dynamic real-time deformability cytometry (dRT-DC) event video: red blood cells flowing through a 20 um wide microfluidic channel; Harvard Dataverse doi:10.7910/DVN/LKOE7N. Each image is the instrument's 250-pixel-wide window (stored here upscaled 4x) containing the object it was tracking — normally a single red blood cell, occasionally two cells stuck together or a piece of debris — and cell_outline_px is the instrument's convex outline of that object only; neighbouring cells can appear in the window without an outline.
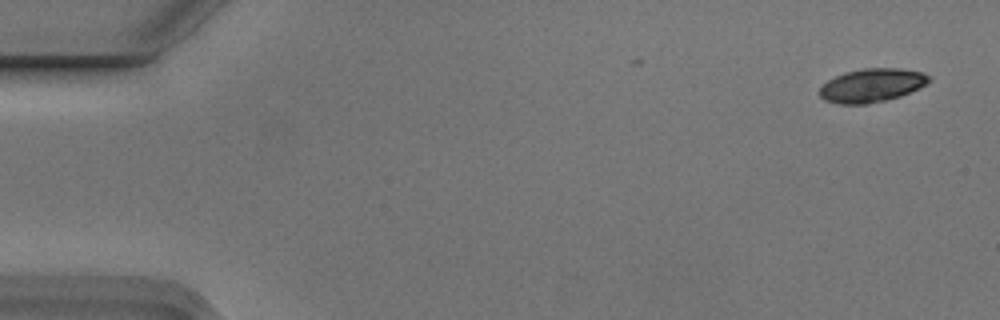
{"species": "Egyptian fruit bat (a non-hibernating species)", "species_latin": "Rousettus aegyptiacus", "temperature_condition": "cold", "stored_images_in_passage": 4, "camera_frame_rate_fps": 3000, "um_per_image_px": 0.085, "animal": {"sex": "male"}, "frame": {"image": 1, "passage_image": 1, "time_ms": 0.0, "image_size_px": [1000, 320], "cell_outline_px": [[932, 80], [920, 88], [900, 96], [868, 104], [836, 104], [824, 100], [820, 96], [820, 88], [828, 80], [844, 72], [864, 68], [900, 68], [920, 72], [928, 76]], "centroid_in_image_um": [74.09, 7.26], "position_along_channel_um": 10.9, "area_um2": 21.33}}
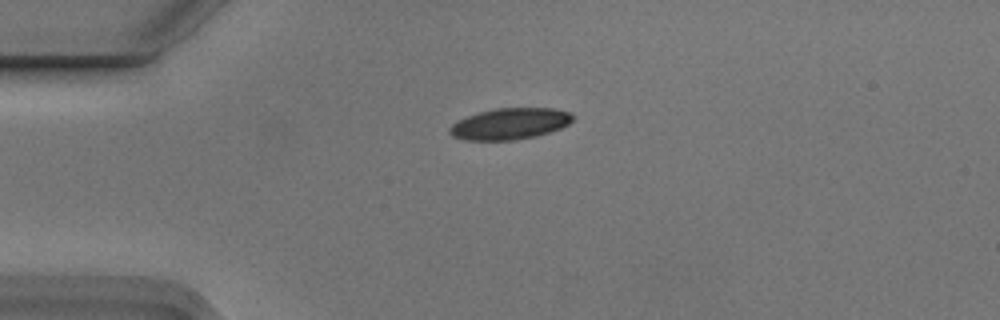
{"frame": {"image": 2, "passage_image": 4, "time_ms": 1.0, "image_size_px": [1000, 320], "cell_outline_px": [[576, 116], [568, 124], [560, 128], [536, 136], [512, 140], [468, 140], [452, 136], [448, 132], [448, 128], [456, 120], [480, 112], [496, 108], [552, 108], [572, 112]], "centroid_in_image_um": [43.34, 10.51], "position_along_channel_um": 41.7, "area_um2": 22.48}}